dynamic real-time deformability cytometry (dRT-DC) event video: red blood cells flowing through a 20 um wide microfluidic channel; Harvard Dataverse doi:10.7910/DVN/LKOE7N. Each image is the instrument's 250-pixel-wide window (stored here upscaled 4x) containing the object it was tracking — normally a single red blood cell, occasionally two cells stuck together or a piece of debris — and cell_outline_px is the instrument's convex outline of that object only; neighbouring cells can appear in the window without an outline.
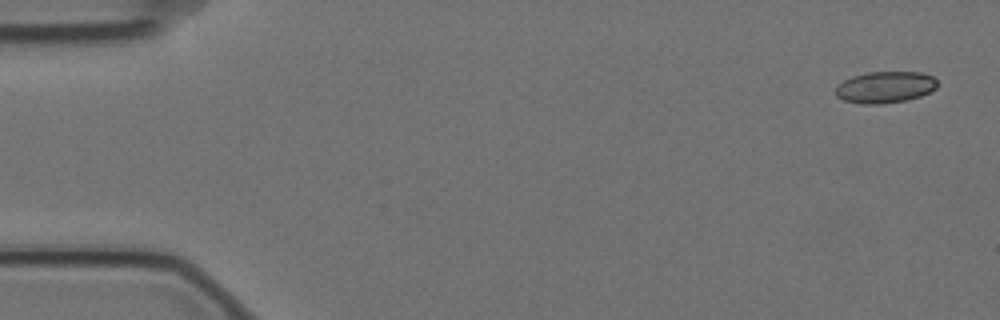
{"species": "Egyptian fruit bat (a non-hibernating species)", "species_latin": "Rousettus aegyptiacus", "temperature_condition": "cold", "stored_images_in_passage": 4, "camera_frame_rate_fps": 3000, "um_per_image_px": 0.085, "animal": {"sex": "female"}, "frame": {"image": 1, "passage_image": 1, "time_ms": 0.0, "image_size_px": [1000, 320], "cell_outline_px": [[936, 88], [920, 96], [908, 100], [880, 104], [864, 104], [844, 100], [836, 96], [836, 84], [852, 76], [868, 72], [920, 72], [932, 76], [936, 80]], "centroid_in_image_um": [75.21, 7.41], "position_along_channel_um": 9.8, "area_um2": 18.67}}